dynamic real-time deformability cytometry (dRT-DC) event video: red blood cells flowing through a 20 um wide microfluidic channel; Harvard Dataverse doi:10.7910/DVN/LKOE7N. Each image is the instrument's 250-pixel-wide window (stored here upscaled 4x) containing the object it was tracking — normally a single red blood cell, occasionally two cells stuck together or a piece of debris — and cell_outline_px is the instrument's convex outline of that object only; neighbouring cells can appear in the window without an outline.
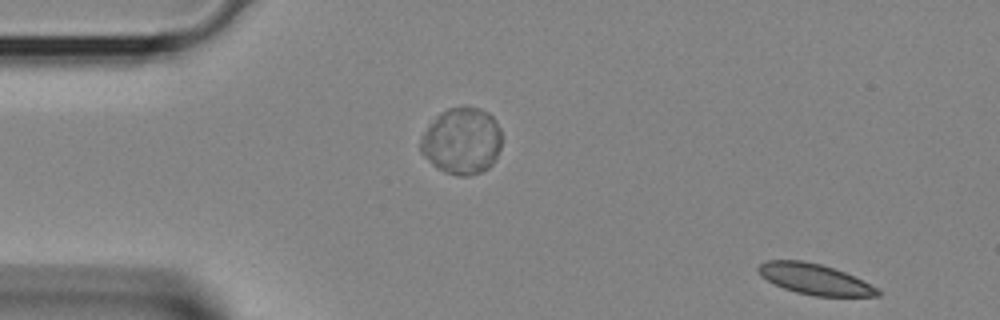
{"species": "Egyptian fruit bat (a non-hibernating species)", "species_latin": "Rousettus aegyptiacus", "temperature_condition": "room temperature", "stored_images_in_passage": 34, "camera_frame_rate_fps": 3000, "um_per_image_px": 0.085, "animal": {"sex": "female"}, "frame": {"image": 1, "passage_image": 1, "time_ms": 0.0, "image_size_px": [1000, 320], "cell_outline_px": [[884, 292], [880, 296], [812, 296], [796, 292], [784, 288], [760, 276], [756, 268], [764, 260], [804, 260], [820, 264], [844, 272]], "centroid_in_image_um": [69.21, 23.73], "position_along_channel_um": 15.8, "area_um2": 21.15}}
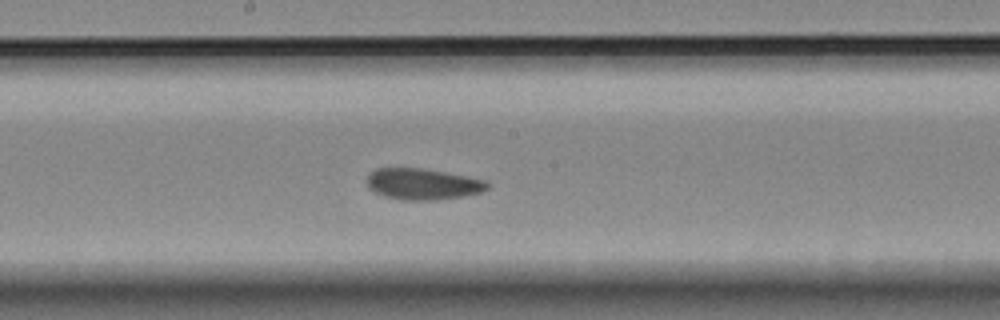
{"frame": {"image": 2, "passage_image": 18, "time_ms": 5.667, "image_size_px": [1000, 320], "cell_outline_px": [[488, 188], [480, 192], [460, 196], [436, 200], [404, 200], [384, 196], [368, 188], [368, 172], [376, 168], [420, 168], [444, 172], [484, 180], [488, 184]], "centroid_in_image_um": [35.87, 15.64], "position_along_channel_um": 212.3, "area_um2": 21.56}}
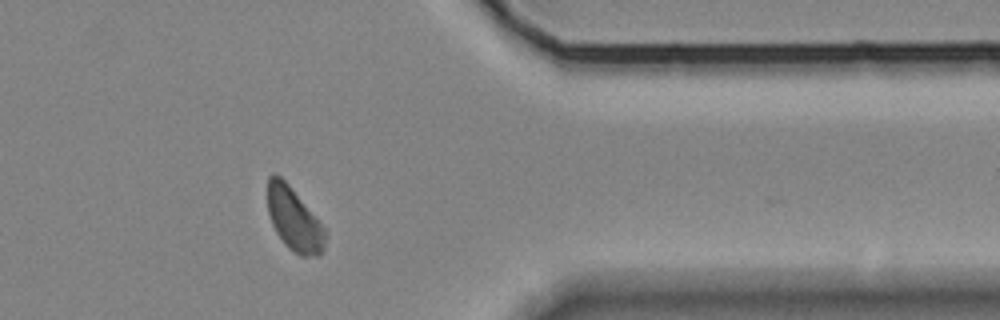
{"frame": {"image": 3, "passage_image": 29, "time_ms": 9.333, "image_size_px": [1000, 320], "cell_outline_px": [[324, 248], [316, 256], [300, 256], [288, 248], [284, 244], [276, 232], [272, 224], [268, 212], [268, 176], [280, 176], [288, 184], [324, 228]], "centroid_in_image_um": [24.96, 18.67], "position_along_channel_um": 386.4, "area_um2": 20.52}}